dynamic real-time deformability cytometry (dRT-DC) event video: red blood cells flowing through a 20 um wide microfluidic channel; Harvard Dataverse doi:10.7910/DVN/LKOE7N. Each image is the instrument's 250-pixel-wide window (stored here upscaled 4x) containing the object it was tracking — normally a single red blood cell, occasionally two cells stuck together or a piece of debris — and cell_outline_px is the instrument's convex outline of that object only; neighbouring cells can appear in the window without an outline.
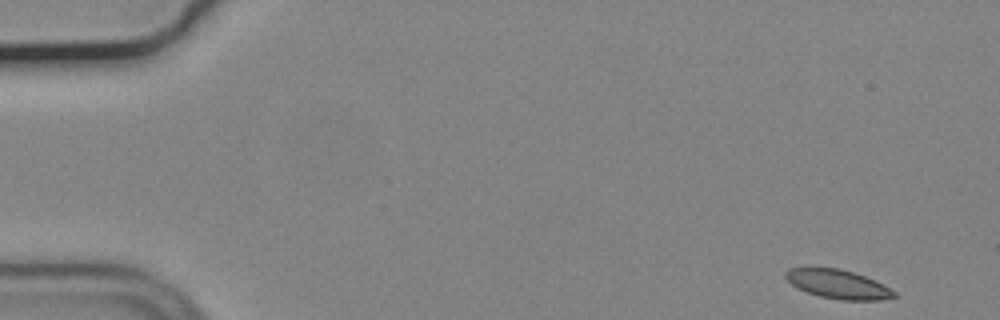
{"species": "common noctule bat (a hibernating species)", "species_latin": "Nyctalus noctula", "temperature_condition": "cold", "stored_images_in_passage": 54, "camera_frame_rate_fps": 3000, "um_per_image_px": 0.085, "animal": {"sex": "male", "body_mass_g": 19.2, "forearm_length_mm": 51.8}, "frame": {"image": 1, "passage_image": 1, "time_ms": 0.0, "image_size_px": [1000, 320], "cell_outline_px": [[896, 296], [880, 300], [840, 300], [820, 296], [808, 292], [792, 284], [784, 276], [784, 272], [788, 268], [840, 268], [864, 276], [884, 284], [896, 292]], "centroid_in_image_um": [71.24, 24.15], "position_along_channel_um": 13.8, "area_um2": 18.09}}
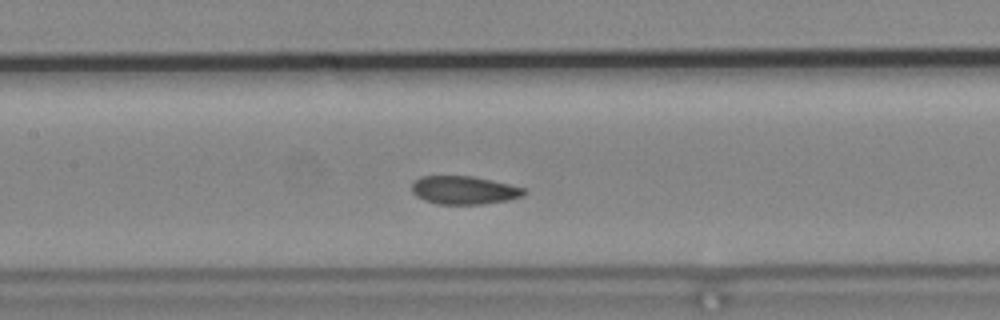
{"frame": {"image": 2, "passage_image": 24, "time_ms": 7.667, "image_size_px": [1000, 320], "cell_outline_px": [[528, 192], [524, 196], [508, 200], [484, 204], [436, 204], [424, 200], [416, 196], [412, 192], [412, 184], [420, 176], [472, 176], [508, 184], [524, 188]], "centroid_in_image_um": [39.45, 16.17], "position_along_channel_um": 168.0, "area_um2": 18.5}}
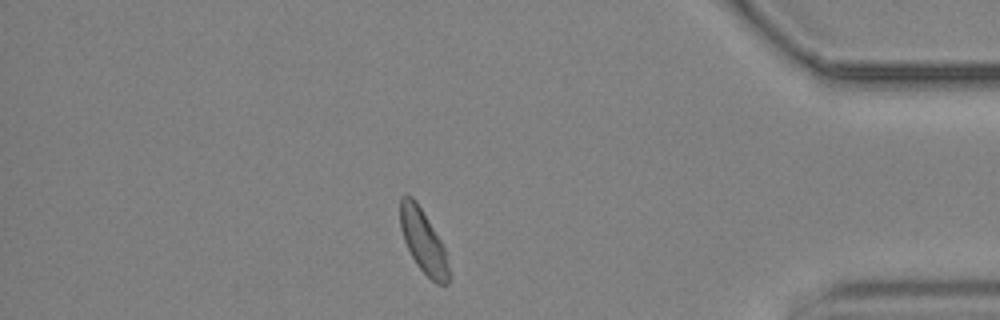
{"frame": {"image": 3, "passage_image": 46, "time_ms": 15.0, "image_size_px": [1000, 320], "cell_outline_px": [[452, 276], [448, 284], [436, 284], [416, 264], [404, 240], [400, 228], [400, 200], [404, 196], [412, 196], [416, 200], [440, 240], [444, 248]], "centroid_in_image_um": [36.0, 20.56], "position_along_channel_um": 399.2, "area_um2": 17.8}, "authors_computed_cell_mechanics": {"area_um2": 19.0162, "velocity_mm_per_s": 3.6563, "shape_relaxation_time_tau1_ms": 2.745, "shape_relaxation_time_tau2_ms": null, "deformation_change_tau1": 0.0866, "deformation_change_tau2": null}}